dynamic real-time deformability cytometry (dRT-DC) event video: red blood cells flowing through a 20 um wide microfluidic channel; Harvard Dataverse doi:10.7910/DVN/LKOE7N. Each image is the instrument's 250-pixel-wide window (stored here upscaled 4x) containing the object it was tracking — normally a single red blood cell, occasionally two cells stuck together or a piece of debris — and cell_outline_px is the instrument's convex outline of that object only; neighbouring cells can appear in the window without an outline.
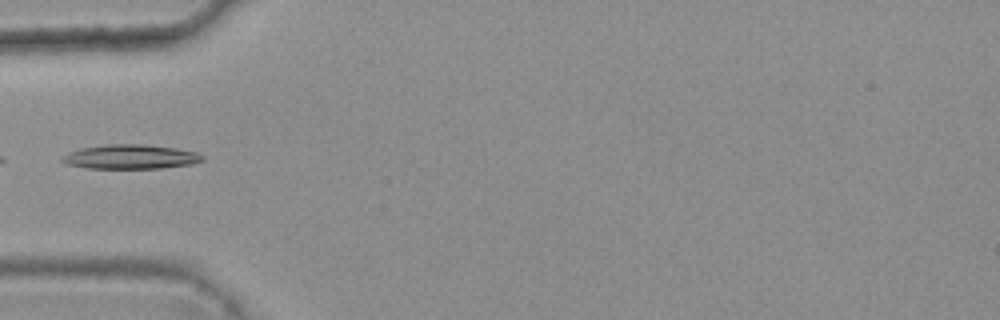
{"species": "common noctule bat (a hibernating species)", "species_latin": "Nyctalus noctula", "temperature_condition": "warm", "stored_images_in_passage": 6, "camera_frame_rate_fps": 3000, "um_per_image_px": 0.085, "animal": {"sex": "female", "body_mass_g": 25.1}, "frame": {"image": 1, "passage_image": 6, "time_ms": 1.667, "image_size_px": [1000, 320], "cell_outline_px": [[204, 160], [192, 164], [160, 168], [88, 168], [68, 164], [60, 160], [60, 156], [68, 152], [80, 148], [108, 144], [140, 144], [176, 148], [196, 152], [204, 156]], "centroid_in_image_um": [11.08, 13.32], "position_along_channel_um": 73.9, "area_um2": 19.88}}